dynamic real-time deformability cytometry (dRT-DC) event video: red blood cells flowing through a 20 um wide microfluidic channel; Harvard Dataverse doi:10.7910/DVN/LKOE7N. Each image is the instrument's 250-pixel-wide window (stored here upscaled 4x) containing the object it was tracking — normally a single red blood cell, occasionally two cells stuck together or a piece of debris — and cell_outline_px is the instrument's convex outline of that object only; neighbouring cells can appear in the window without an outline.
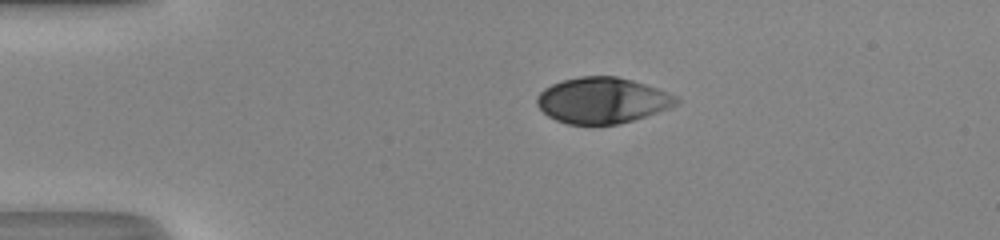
{"species": "human", "species_latin": "Homo sapiens", "temperature_condition": "room temperature", "stored_images_in_passage": 40, "camera_frame_rate_fps": 3000, "um_per_image_px": 0.085, "donor": {"sex": "male"}, "frame": {"image": 1, "passage_image": 1, "time_ms": 0.0, "image_size_px": [1000, 240], "cell_outline_px": [[680, 100], [676, 104], [668, 108], [620, 124], [568, 124], [556, 120], [548, 116], [536, 104], [536, 96], [544, 88], [552, 84], [564, 80], [580, 76], [616, 76], [632, 80], [680, 96]], "centroid_in_image_um": [51.18, 8.53], "position_along_channel_um": 33.8, "area_um2": 37.11}}
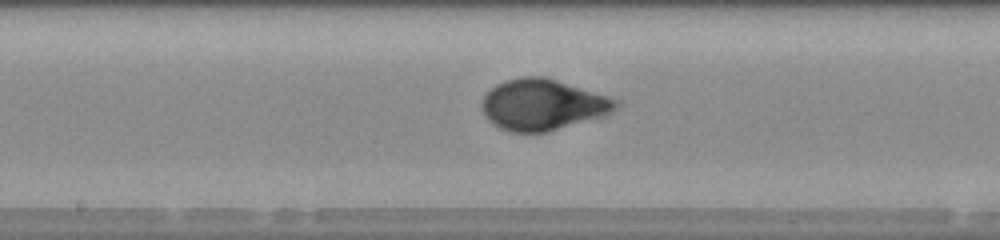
{"frame": {"image": 2, "passage_image": 17, "time_ms": 5.333, "image_size_px": [1000, 240], "cell_outline_px": [[620, 108], [612, 112], [548, 132], [512, 132], [500, 128], [492, 124], [488, 120], [480, 104], [484, 96], [496, 84], [504, 80], [520, 76], [544, 76], [608, 96], [620, 100]], "centroid_in_image_um": [46.12, 8.89], "position_along_channel_um": 202.1, "area_um2": 39.77}}
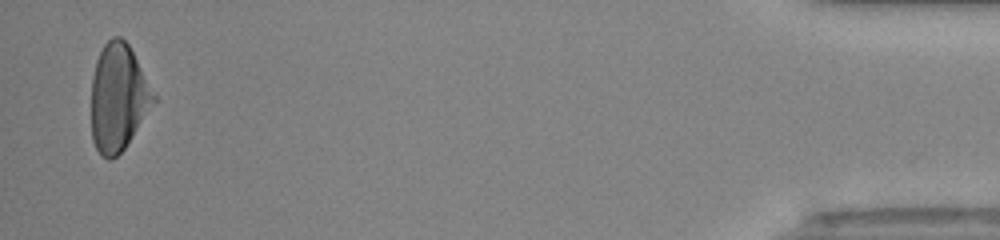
{"frame": {"image": 3, "passage_image": 39, "time_ms": 12.667, "image_size_px": [1000, 240], "cell_outline_px": [[156, 100], [124, 148], [112, 160], [108, 160], [100, 156], [92, 140], [92, 76], [96, 60], [104, 44], [112, 36], [120, 36], [128, 44], [156, 96]], "centroid_in_image_um": [10.03, 8.3], "position_along_channel_um": 425.2, "area_um2": 38.49}, "authors_computed_cell_mechanics": {"area_um2": 39.1595, "velocity_mm_per_s": 4.2021, "shape_relaxation_time_tau1_ms": 4.3162, "shape_relaxation_time_tau2_ms": null, "deformation_change_tau1": 0.2035, "deformation_change_tau2": null}}